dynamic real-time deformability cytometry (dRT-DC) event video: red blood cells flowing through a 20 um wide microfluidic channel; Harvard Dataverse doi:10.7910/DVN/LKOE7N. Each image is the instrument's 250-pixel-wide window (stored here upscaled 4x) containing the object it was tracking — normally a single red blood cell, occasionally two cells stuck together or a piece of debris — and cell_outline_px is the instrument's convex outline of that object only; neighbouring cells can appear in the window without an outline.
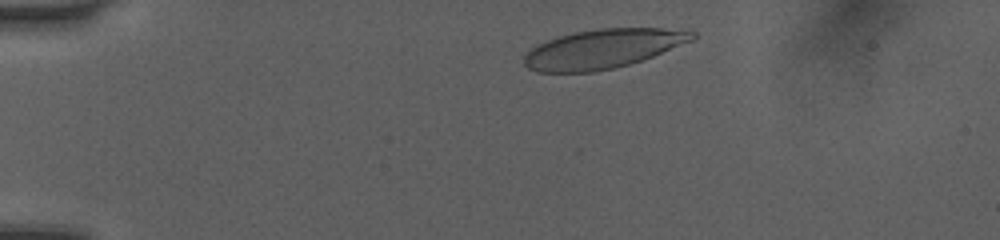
{"species": "human", "species_latin": "Homo sapiens", "temperature_condition": "room temperature", "stored_images_in_passage": 34, "camera_frame_rate_fps": 3000, "um_per_image_px": 0.085, "donor": {"sex": "female"}, "frame": {"image": 1, "passage_image": 1, "time_ms": 0.0, "image_size_px": [1000, 240], "cell_outline_px": [[696, 36], [692, 40], [652, 56], [628, 64], [612, 68], [592, 72], [536, 72], [528, 68], [524, 64], [524, 56], [532, 48], [548, 40], [560, 36], [576, 32], [600, 28], [692, 28], [696, 32]], "centroid_in_image_um": [51.3, 4.13], "position_along_channel_um": 33.7, "area_um2": 38.21}}
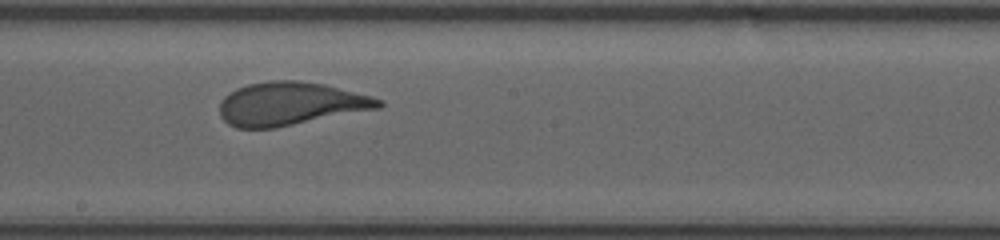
{"frame": {"image": 2, "passage_image": 20, "time_ms": 6.333, "image_size_px": [1000, 240], "cell_outline_px": [[384, 104], [380, 108], [276, 128], [236, 128], [228, 124], [220, 116], [220, 100], [224, 96], [236, 88], [248, 84], [268, 80], [296, 80], [324, 84], [372, 96], [384, 100]], "centroid_in_image_um": [24.68, 8.82], "position_along_channel_um": 223.5, "area_um2": 40.34}}
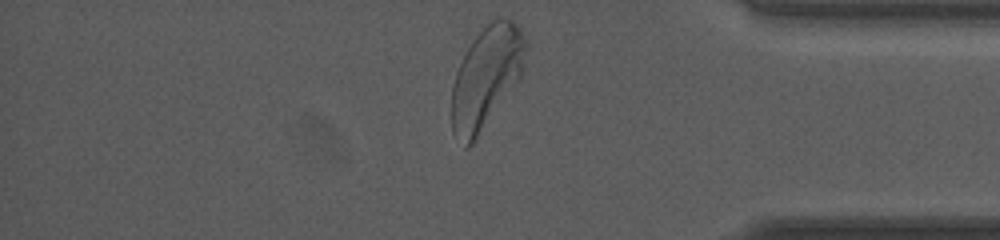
{"frame": {"image": 3, "passage_image": 34, "time_ms": 11.0, "image_size_px": [1000, 240], "cell_outline_px": [[528, 48], [524, 72], [472, 144], [468, 148], [464, 148], [452, 132], [452, 84], [456, 72], [468, 48], [476, 36], [492, 20], [500, 16], [504, 16], [512, 20], [520, 28], [528, 44]], "centroid_in_image_um": [41.36, 6.55], "position_along_channel_um": 393.8, "area_um2": 43.81}, "authors_computed_cell_mechanics": {"area_um2": 40.0843, "velocity_mm_per_s": 4.0263, "shape_relaxation_time_tau1_ms": 3.139, "shape_relaxation_time_tau2_ms": null, "deformation_change_tau1": 0.1674, "deformation_change_tau2": null}}